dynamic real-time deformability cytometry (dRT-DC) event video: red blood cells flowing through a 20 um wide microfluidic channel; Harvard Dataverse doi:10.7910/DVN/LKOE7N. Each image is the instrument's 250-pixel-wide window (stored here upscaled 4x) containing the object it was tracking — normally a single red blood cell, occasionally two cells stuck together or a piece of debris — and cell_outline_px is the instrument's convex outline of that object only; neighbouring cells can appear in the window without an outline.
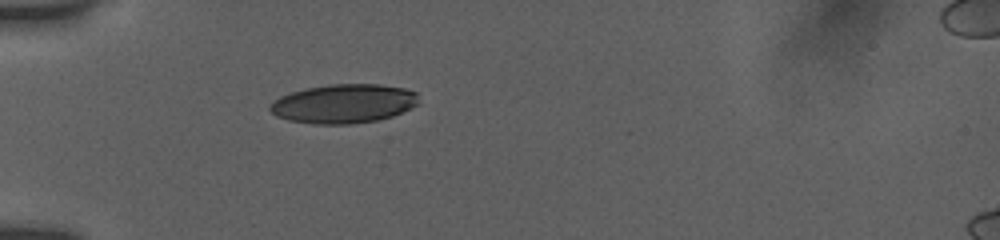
{"species": "human", "species_latin": "Homo sapiens", "temperature_condition": "room temperature", "stored_images_in_passage": 1, "camera_frame_rate_fps": 3000, "um_per_image_px": 0.085, "donor": {"sex": "female"}, "frame": {"image": 1, "passage_image": 1, "time_ms": 0.0, "image_size_px": [1000, 240], "cell_outline_px": [[420, 104], [392, 116], [376, 120], [352, 124], [312, 124], [288, 120], [276, 116], [268, 108], [268, 104], [280, 96], [292, 92], [308, 88], [328, 84], [380, 84], [404, 88], [416, 92]], "centroid_in_image_um": [29.21, 8.81], "position_along_channel_um": 55.8, "area_um2": 33.99}}